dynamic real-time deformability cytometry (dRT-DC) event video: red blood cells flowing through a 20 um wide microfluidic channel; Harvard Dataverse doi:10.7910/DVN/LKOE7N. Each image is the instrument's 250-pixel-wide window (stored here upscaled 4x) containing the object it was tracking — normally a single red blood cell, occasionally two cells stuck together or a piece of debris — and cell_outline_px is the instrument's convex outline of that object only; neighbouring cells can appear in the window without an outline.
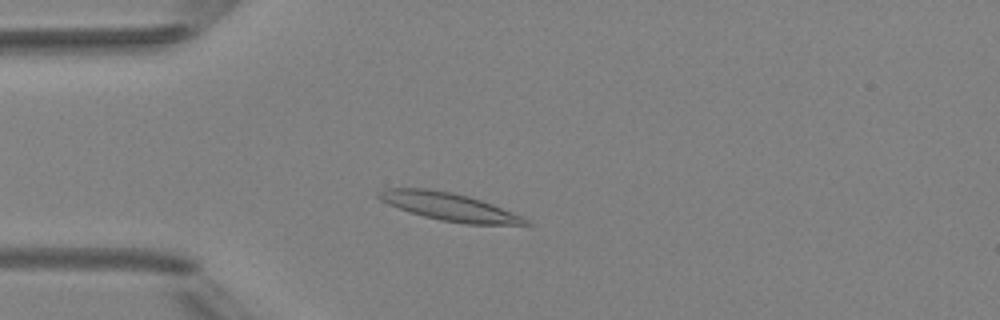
{"species": "Egyptian fruit bat (a non-hibernating species)", "species_latin": "Rousettus aegyptiacus", "temperature_condition": "room temperature", "stored_images_in_passage": 3, "camera_frame_rate_fps": 3000, "um_per_image_px": 0.085, "animal": {"sex": "female"}, "frame": {"image": 1, "passage_image": 3, "time_ms": 2.333, "image_size_px": [1000, 320], "cell_outline_px": [[532, 224], [468, 224], [440, 220], [408, 212], [388, 204], [380, 200], [376, 196], [376, 192], [384, 188], [428, 188], [452, 192], [468, 196], [492, 204], [524, 216]], "centroid_in_image_um": [38.13, 17.56], "position_along_channel_um": 46.9, "area_um2": 23.81}}